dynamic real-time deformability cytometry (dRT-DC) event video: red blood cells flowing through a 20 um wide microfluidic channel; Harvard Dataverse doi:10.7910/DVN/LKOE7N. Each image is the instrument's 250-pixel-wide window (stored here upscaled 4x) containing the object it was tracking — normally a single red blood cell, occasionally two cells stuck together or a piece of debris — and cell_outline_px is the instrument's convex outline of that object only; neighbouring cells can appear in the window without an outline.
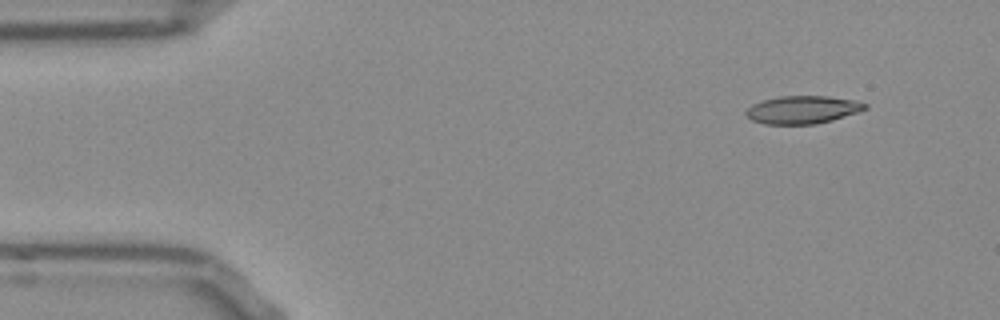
{"species": "Egyptian fruit bat (a non-hibernating species)", "species_latin": "Rousettus aegyptiacus", "temperature_condition": "room temperature", "stored_images_in_passage": 12, "camera_frame_rate_fps": 3000, "um_per_image_px": 0.085, "frame": {"image": 1, "passage_image": 1, "time_ms": 0.0, "image_size_px": [1000, 320], "cell_outline_px": [[868, 108], [860, 112], [832, 120], [816, 124], [764, 124], [752, 120], [744, 112], [752, 104], [764, 100], [780, 96], [828, 96], [856, 100], [868, 104]], "centroid_in_image_um": [68.26, 9.32], "position_along_channel_um": 16.7, "area_um2": 19.42}}
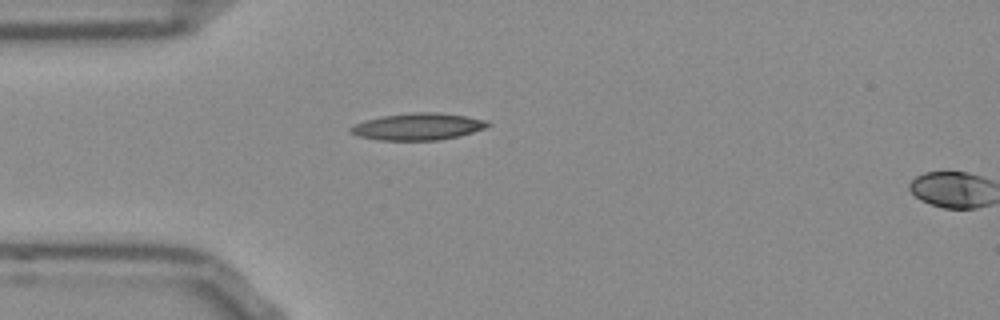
{"frame": {"image": 2, "passage_image": 10, "time_ms": 3.0, "image_size_px": [1000, 320], "cell_outline_px": [[492, 124], [484, 128], [460, 136], [436, 140], [380, 140], [360, 136], [352, 132], [348, 128], [364, 120], [380, 116], [416, 112], [436, 112], [468, 116], [488, 120]], "centroid_in_image_um": [35.57, 10.75], "position_along_channel_um": 49.4, "area_um2": 21.44}}